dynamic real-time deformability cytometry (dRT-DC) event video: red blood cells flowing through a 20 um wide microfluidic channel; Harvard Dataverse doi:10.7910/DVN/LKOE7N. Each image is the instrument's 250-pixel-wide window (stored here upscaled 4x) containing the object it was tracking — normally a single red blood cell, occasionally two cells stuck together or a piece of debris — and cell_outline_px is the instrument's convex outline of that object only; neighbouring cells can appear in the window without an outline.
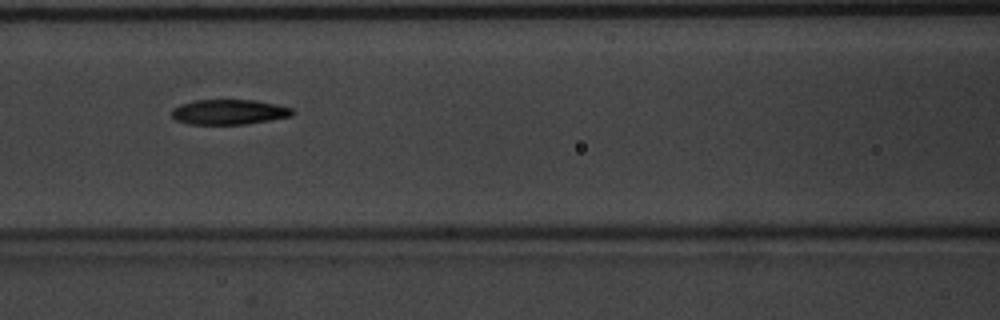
{"species": "common noctule bat (a hibernating species)", "species_latin": "Nyctalus noctula", "temperature_condition": "warm", "stored_images_in_passage": 35, "camera_frame_rate_fps": 3000, "um_per_image_px": 0.085, "animal": {"sex": "male", "body_mass_g": 20.1, "forearm_length_mm": 53.5}, "frame": {"image": 1, "passage_image": 8, "time_ms": 2.333, "image_size_px": [1000, 320], "cell_outline_px": [[296, 112], [292, 116], [248, 124], [188, 124], [176, 120], [172, 116], [172, 108], [180, 104], [192, 100], [256, 100], [276, 104], [292, 108]], "centroid_in_image_um": [19.48, 9.51], "position_along_channel_um": 147.1, "area_um2": 17.8}}
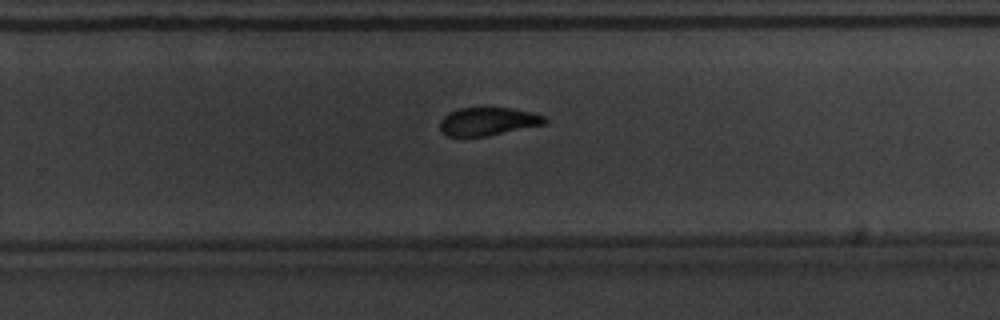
{"frame": {"image": 2, "passage_image": 19, "time_ms": 6.0, "image_size_px": [1000, 320], "cell_outline_px": [[548, 120], [544, 124], [484, 136], [448, 136], [440, 128], [440, 120], [444, 116], [460, 108], [512, 108], [532, 112], [544, 116]], "centroid_in_image_um": [41.49, 10.31], "position_along_channel_um": 288.3, "area_um2": 16.76}}
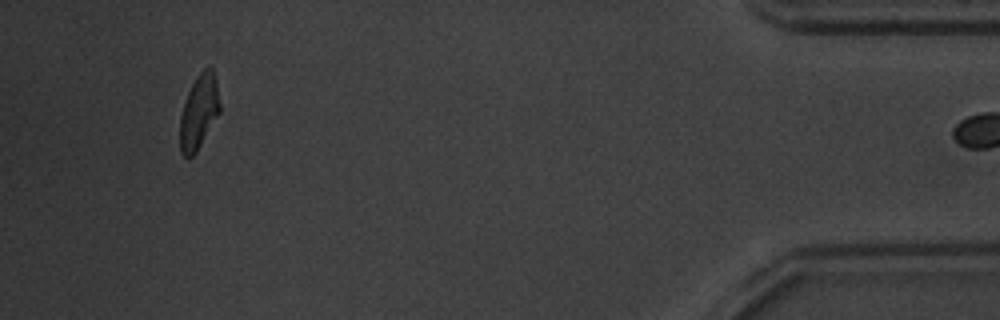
{"frame": {"image": 3, "passage_image": 34, "time_ms": 11.0, "image_size_px": [1000, 320], "cell_outline_px": [[220, 112], [196, 152], [188, 160], [180, 152], [180, 116], [188, 92], [196, 76], [208, 64], [212, 68], [216, 80], [220, 104]], "centroid_in_image_um": [16.91, 9.5], "position_along_channel_um": 418.3, "area_um2": 17.28}}